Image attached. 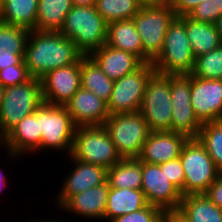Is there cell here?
I'll use <instances>...</instances> for the list:
<instances>
[{
    "label": "cell",
    "mask_w": 222,
    "mask_h": 222,
    "mask_svg": "<svg viewBox=\"0 0 222 222\" xmlns=\"http://www.w3.org/2000/svg\"><path fill=\"white\" fill-rule=\"evenodd\" d=\"M175 17L170 5L144 6L133 17L143 52L152 62L161 53L166 32Z\"/></svg>",
    "instance_id": "obj_10"
},
{
    "label": "cell",
    "mask_w": 222,
    "mask_h": 222,
    "mask_svg": "<svg viewBox=\"0 0 222 222\" xmlns=\"http://www.w3.org/2000/svg\"><path fill=\"white\" fill-rule=\"evenodd\" d=\"M222 15V0H206L196 6L187 16L194 21L215 24Z\"/></svg>",
    "instance_id": "obj_34"
},
{
    "label": "cell",
    "mask_w": 222,
    "mask_h": 222,
    "mask_svg": "<svg viewBox=\"0 0 222 222\" xmlns=\"http://www.w3.org/2000/svg\"><path fill=\"white\" fill-rule=\"evenodd\" d=\"M70 156L107 170L121 159L103 125L77 127Z\"/></svg>",
    "instance_id": "obj_6"
},
{
    "label": "cell",
    "mask_w": 222,
    "mask_h": 222,
    "mask_svg": "<svg viewBox=\"0 0 222 222\" xmlns=\"http://www.w3.org/2000/svg\"><path fill=\"white\" fill-rule=\"evenodd\" d=\"M72 6L71 0H39L35 30L60 32Z\"/></svg>",
    "instance_id": "obj_29"
},
{
    "label": "cell",
    "mask_w": 222,
    "mask_h": 222,
    "mask_svg": "<svg viewBox=\"0 0 222 222\" xmlns=\"http://www.w3.org/2000/svg\"><path fill=\"white\" fill-rule=\"evenodd\" d=\"M176 212L187 222H222V209L204 194L183 196Z\"/></svg>",
    "instance_id": "obj_25"
},
{
    "label": "cell",
    "mask_w": 222,
    "mask_h": 222,
    "mask_svg": "<svg viewBox=\"0 0 222 222\" xmlns=\"http://www.w3.org/2000/svg\"><path fill=\"white\" fill-rule=\"evenodd\" d=\"M190 98L202 124L222 120V80L201 79L191 74Z\"/></svg>",
    "instance_id": "obj_15"
},
{
    "label": "cell",
    "mask_w": 222,
    "mask_h": 222,
    "mask_svg": "<svg viewBox=\"0 0 222 222\" xmlns=\"http://www.w3.org/2000/svg\"><path fill=\"white\" fill-rule=\"evenodd\" d=\"M73 122L79 126H101L110 116L107 103L82 87L65 104Z\"/></svg>",
    "instance_id": "obj_18"
},
{
    "label": "cell",
    "mask_w": 222,
    "mask_h": 222,
    "mask_svg": "<svg viewBox=\"0 0 222 222\" xmlns=\"http://www.w3.org/2000/svg\"><path fill=\"white\" fill-rule=\"evenodd\" d=\"M39 0H4L0 22L35 30Z\"/></svg>",
    "instance_id": "obj_27"
},
{
    "label": "cell",
    "mask_w": 222,
    "mask_h": 222,
    "mask_svg": "<svg viewBox=\"0 0 222 222\" xmlns=\"http://www.w3.org/2000/svg\"><path fill=\"white\" fill-rule=\"evenodd\" d=\"M206 0H171L170 7L178 17L187 16L196 6Z\"/></svg>",
    "instance_id": "obj_38"
},
{
    "label": "cell",
    "mask_w": 222,
    "mask_h": 222,
    "mask_svg": "<svg viewBox=\"0 0 222 222\" xmlns=\"http://www.w3.org/2000/svg\"><path fill=\"white\" fill-rule=\"evenodd\" d=\"M5 88L0 84V104L4 96Z\"/></svg>",
    "instance_id": "obj_46"
},
{
    "label": "cell",
    "mask_w": 222,
    "mask_h": 222,
    "mask_svg": "<svg viewBox=\"0 0 222 222\" xmlns=\"http://www.w3.org/2000/svg\"><path fill=\"white\" fill-rule=\"evenodd\" d=\"M192 75L201 79L222 80V45L198 56Z\"/></svg>",
    "instance_id": "obj_33"
},
{
    "label": "cell",
    "mask_w": 222,
    "mask_h": 222,
    "mask_svg": "<svg viewBox=\"0 0 222 222\" xmlns=\"http://www.w3.org/2000/svg\"><path fill=\"white\" fill-rule=\"evenodd\" d=\"M215 25H216L217 31L219 33V36L222 42V15L218 18Z\"/></svg>",
    "instance_id": "obj_43"
},
{
    "label": "cell",
    "mask_w": 222,
    "mask_h": 222,
    "mask_svg": "<svg viewBox=\"0 0 222 222\" xmlns=\"http://www.w3.org/2000/svg\"><path fill=\"white\" fill-rule=\"evenodd\" d=\"M185 27L195 58L222 45L215 24L194 21L185 16Z\"/></svg>",
    "instance_id": "obj_26"
},
{
    "label": "cell",
    "mask_w": 222,
    "mask_h": 222,
    "mask_svg": "<svg viewBox=\"0 0 222 222\" xmlns=\"http://www.w3.org/2000/svg\"><path fill=\"white\" fill-rule=\"evenodd\" d=\"M163 222H187L176 211H168L164 213Z\"/></svg>",
    "instance_id": "obj_40"
},
{
    "label": "cell",
    "mask_w": 222,
    "mask_h": 222,
    "mask_svg": "<svg viewBox=\"0 0 222 222\" xmlns=\"http://www.w3.org/2000/svg\"><path fill=\"white\" fill-rule=\"evenodd\" d=\"M172 105L171 131L188 139H197L202 123L197 119L191 104V74L170 75Z\"/></svg>",
    "instance_id": "obj_12"
},
{
    "label": "cell",
    "mask_w": 222,
    "mask_h": 222,
    "mask_svg": "<svg viewBox=\"0 0 222 222\" xmlns=\"http://www.w3.org/2000/svg\"><path fill=\"white\" fill-rule=\"evenodd\" d=\"M84 55L75 43L60 32L30 31L24 61L32 78L42 79L48 72L77 63Z\"/></svg>",
    "instance_id": "obj_1"
},
{
    "label": "cell",
    "mask_w": 222,
    "mask_h": 222,
    "mask_svg": "<svg viewBox=\"0 0 222 222\" xmlns=\"http://www.w3.org/2000/svg\"><path fill=\"white\" fill-rule=\"evenodd\" d=\"M158 164L142 162V187L148 204L160 207L164 212L176 211L181 203V191L167 179Z\"/></svg>",
    "instance_id": "obj_13"
},
{
    "label": "cell",
    "mask_w": 222,
    "mask_h": 222,
    "mask_svg": "<svg viewBox=\"0 0 222 222\" xmlns=\"http://www.w3.org/2000/svg\"><path fill=\"white\" fill-rule=\"evenodd\" d=\"M204 195L217 207L222 209V173L209 186Z\"/></svg>",
    "instance_id": "obj_39"
},
{
    "label": "cell",
    "mask_w": 222,
    "mask_h": 222,
    "mask_svg": "<svg viewBox=\"0 0 222 222\" xmlns=\"http://www.w3.org/2000/svg\"><path fill=\"white\" fill-rule=\"evenodd\" d=\"M28 68L23 61L19 65H12L0 70V84L5 88L23 84L31 79Z\"/></svg>",
    "instance_id": "obj_36"
},
{
    "label": "cell",
    "mask_w": 222,
    "mask_h": 222,
    "mask_svg": "<svg viewBox=\"0 0 222 222\" xmlns=\"http://www.w3.org/2000/svg\"><path fill=\"white\" fill-rule=\"evenodd\" d=\"M188 138L172 131L151 132L145 141L139 160L149 164H162L180 157Z\"/></svg>",
    "instance_id": "obj_19"
},
{
    "label": "cell",
    "mask_w": 222,
    "mask_h": 222,
    "mask_svg": "<svg viewBox=\"0 0 222 222\" xmlns=\"http://www.w3.org/2000/svg\"><path fill=\"white\" fill-rule=\"evenodd\" d=\"M155 72L152 63H143L134 72L115 80L107 103L109 114L138 112L147 83Z\"/></svg>",
    "instance_id": "obj_11"
},
{
    "label": "cell",
    "mask_w": 222,
    "mask_h": 222,
    "mask_svg": "<svg viewBox=\"0 0 222 222\" xmlns=\"http://www.w3.org/2000/svg\"><path fill=\"white\" fill-rule=\"evenodd\" d=\"M164 213L160 207L148 204L142 209L115 218L110 222H163Z\"/></svg>",
    "instance_id": "obj_35"
},
{
    "label": "cell",
    "mask_w": 222,
    "mask_h": 222,
    "mask_svg": "<svg viewBox=\"0 0 222 222\" xmlns=\"http://www.w3.org/2000/svg\"><path fill=\"white\" fill-rule=\"evenodd\" d=\"M148 205L141 189L111 188L108 192L105 220H111L137 211Z\"/></svg>",
    "instance_id": "obj_24"
},
{
    "label": "cell",
    "mask_w": 222,
    "mask_h": 222,
    "mask_svg": "<svg viewBox=\"0 0 222 222\" xmlns=\"http://www.w3.org/2000/svg\"><path fill=\"white\" fill-rule=\"evenodd\" d=\"M107 24L95 6L73 5L60 33L72 40L84 56H89L106 44Z\"/></svg>",
    "instance_id": "obj_2"
},
{
    "label": "cell",
    "mask_w": 222,
    "mask_h": 222,
    "mask_svg": "<svg viewBox=\"0 0 222 222\" xmlns=\"http://www.w3.org/2000/svg\"><path fill=\"white\" fill-rule=\"evenodd\" d=\"M160 168L165 171L167 179L170 180L180 191H184V170L180 157L171 159L166 163L159 164Z\"/></svg>",
    "instance_id": "obj_37"
},
{
    "label": "cell",
    "mask_w": 222,
    "mask_h": 222,
    "mask_svg": "<svg viewBox=\"0 0 222 222\" xmlns=\"http://www.w3.org/2000/svg\"><path fill=\"white\" fill-rule=\"evenodd\" d=\"M114 81L107 77L90 56L81 58V87L93 92L106 103L110 100Z\"/></svg>",
    "instance_id": "obj_30"
},
{
    "label": "cell",
    "mask_w": 222,
    "mask_h": 222,
    "mask_svg": "<svg viewBox=\"0 0 222 222\" xmlns=\"http://www.w3.org/2000/svg\"><path fill=\"white\" fill-rule=\"evenodd\" d=\"M144 6H164L170 5L171 0H138Z\"/></svg>",
    "instance_id": "obj_41"
},
{
    "label": "cell",
    "mask_w": 222,
    "mask_h": 222,
    "mask_svg": "<svg viewBox=\"0 0 222 222\" xmlns=\"http://www.w3.org/2000/svg\"><path fill=\"white\" fill-rule=\"evenodd\" d=\"M41 84L44 103L65 106L81 87V59L48 72Z\"/></svg>",
    "instance_id": "obj_14"
},
{
    "label": "cell",
    "mask_w": 222,
    "mask_h": 222,
    "mask_svg": "<svg viewBox=\"0 0 222 222\" xmlns=\"http://www.w3.org/2000/svg\"><path fill=\"white\" fill-rule=\"evenodd\" d=\"M197 139L222 173V120L203 123Z\"/></svg>",
    "instance_id": "obj_32"
},
{
    "label": "cell",
    "mask_w": 222,
    "mask_h": 222,
    "mask_svg": "<svg viewBox=\"0 0 222 222\" xmlns=\"http://www.w3.org/2000/svg\"><path fill=\"white\" fill-rule=\"evenodd\" d=\"M96 10L107 22L132 19L143 7L138 0H96Z\"/></svg>",
    "instance_id": "obj_31"
},
{
    "label": "cell",
    "mask_w": 222,
    "mask_h": 222,
    "mask_svg": "<svg viewBox=\"0 0 222 222\" xmlns=\"http://www.w3.org/2000/svg\"><path fill=\"white\" fill-rule=\"evenodd\" d=\"M107 181L111 188L141 189L142 161L138 158H121L107 170Z\"/></svg>",
    "instance_id": "obj_28"
},
{
    "label": "cell",
    "mask_w": 222,
    "mask_h": 222,
    "mask_svg": "<svg viewBox=\"0 0 222 222\" xmlns=\"http://www.w3.org/2000/svg\"><path fill=\"white\" fill-rule=\"evenodd\" d=\"M43 103L41 79L5 87L0 104V140L24 117L33 114Z\"/></svg>",
    "instance_id": "obj_4"
},
{
    "label": "cell",
    "mask_w": 222,
    "mask_h": 222,
    "mask_svg": "<svg viewBox=\"0 0 222 222\" xmlns=\"http://www.w3.org/2000/svg\"><path fill=\"white\" fill-rule=\"evenodd\" d=\"M3 2H4V0H0V12H1L2 7H3Z\"/></svg>",
    "instance_id": "obj_47"
},
{
    "label": "cell",
    "mask_w": 222,
    "mask_h": 222,
    "mask_svg": "<svg viewBox=\"0 0 222 222\" xmlns=\"http://www.w3.org/2000/svg\"><path fill=\"white\" fill-rule=\"evenodd\" d=\"M180 160L184 170L182 196L204 194L221 174L198 139L186 141L180 153Z\"/></svg>",
    "instance_id": "obj_7"
},
{
    "label": "cell",
    "mask_w": 222,
    "mask_h": 222,
    "mask_svg": "<svg viewBox=\"0 0 222 222\" xmlns=\"http://www.w3.org/2000/svg\"><path fill=\"white\" fill-rule=\"evenodd\" d=\"M76 124L65 106L42 103L39 106L40 147L36 151L61 150L70 156Z\"/></svg>",
    "instance_id": "obj_8"
},
{
    "label": "cell",
    "mask_w": 222,
    "mask_h": 222,
    "mask_svg": "<svg viewBox=\"0 0 222 222\" xmlns=\"http://www.w3.org/2000/svg\"><path fill=\"white\" fill-rule=\"evenodd\" d=\"M74 167L63 180L62 187L56 195V205L61 208L73 195L82 193L89 188L101 185L107 181V169L72 158Z\"/></svg>",
    "instance_id": "obj_16"
},
{
    "label": "cell",
    "mask_w": 222,
    "mask_h": 222,
    "mask_svg": "<svg viewBox=\"0 0 222 222\" xmlns=\"http://www.w3.org/2000/svg\"><path fill=\"white\" fill-rule=\"evenodd\" d=\"M139 112L143 115L151 132L171 131L170 75L155 72L150 77Z\"/></svg>",
    "instance_id": "obj_9"
},
{
    "label": "cell",
    "mask_w": 222,
    "mask_h": 222,
    "mask_svg": "<svg viewBox=\"0 0 222 222\" xmlns=\"http://www.w3.org/2000/svg\"><path fill=\"white\" fill-rule=\"evenodd\" d=\"M3 173V174H2ZM7 183V181H6V179H5V175H4V172H2L1 170H0V192H2L3 191V186H5L6 187V185H4V184H6ZM3 185V186H2Z\"/></svg>",
    "instance_id": "obj_44"
},
{
    "label": "cell",
    "mask_w": 222,
    "mask_h": 222,
    "mask_svg": "<svg viewBox=\"0 0 222 222\" xmlns=\"http://www.w3.org/2000/svg\"><path fill=\"white\" fill-rule=\"evenodd\" d=\"M31 222H32V221H31ZM33 222H68V221H65V220H64V221H63V220H62V221H61V220L59 221V220H57V219H56V220H53V219L50 218V220H49V219H48V220H47V219H44V220L42 221V220L39 219V220H37V221H34V220H33Z\"/></svg>",
    "instance_id": "obj_45"
},
{
    "label": "cell",
    "mask_w": 222,
    "mask_h": 222,
    "mask_svg": "<svg viewBox=\"0 0 222 222\" xmlns=\"http://www.w3.org/2000/svg\"><path fill=\"white\" fill-rule=\"evenodd\" d=\"M121 158H139L151 131L138 112L110 115L104 123Z\"/></svg>",
    "instance_id": "obj_5"
},
{
    "label": "cell",
    "mask_w": 222,
    "mask_h": 222,
    "mask_svg": "<svg viewBox=\"0 0 222 222\" xmlns=\"http://www.w3.org/2000/svg\"><path fill=\"white\" fill-rule=\"evenodd\" d=\"M39 107L36 111L20 120L1 140L7 150L6 157L16 159L28 153H35L40 147ZM9 152V153H8ZM25 153V154H24Z\"/></svg>",
    "instance_id": "obj_17"
},
{
    "label": "cell",
    "mask_w": 222,
    "mask_h": 222,
    "mask_svg": "<svg viewBox=\"0 0 222 222\" xmlns=\"http://www.w3.org/2000/svg\"><path fill=\"white\" fill-rule=\"evenodd\" d=\"M74 6H95L96 0H71Z\"/></svg>",
    "instance_id": "obj_42"
},
{
    "label": "cell",
    "mask_w": 222,
    "mask_h": 222,
    "mask_svg": "<svg viewBox=\"0 0 222 222\" xmlns=\"http://www.w3.org/2000/svg\"><path fill=\"white\" fill-rule=\"evenodd\" d=\"M29 30L0 22V70L24 61Z\"/></svg>",
    "instance_id": "obj_23"
},
{
    "label": "cell",
    "mask_w": 222,
    "mask_h": 222,
    "mask_svg": "<svg viewBox=\"0 0 222 222\" xmlns=\"http://www.w3.org/2000/svg\"><path fill=\"white\" fill-rule=\"evenodd\" d=\"M110 186L108 181L73 195L60 209L89 219L105 220Z\"/></svg>",
    "instance_id": "obj_21"
},
{
    "label": "cell",
    "mask_w": 222,
    "mask_h": 222,
    "mask_svg": "<svg viewBox=\"0 0 222 222\" xmlns=\"http://www.w3.org/2000/svg\"><path fill=\"white\" fill-rule=\"evenodd\" d=\"M195 57L186 35L185 16H176L168 27L161 53L152 62L156 72L166 75H190Z\"/></svg>",
    "instance_id": "obj_3"
},
{
    "label": "cell",
    "mask_w": 222,
    "mask_h": 222,
    "mask_svg": "<svg viewBox=\"0 0 222 222\" xmlns=\"http://www.w3.org/2000/svg\"><path fill=\"white\" fill-rule=\"evenodd\" d=\"M106 44L137 56L143 63H152L144 54L142 40L132 19L107 24Z\"/></svg>",
    "instance_id": "obj_22"
},
{
    "label": "cell",
    "mask_w": 222,
    "mask_h": 222,
    "mask_svg": "<svg viewBox=\"0 0 222 222\" xmlns=\"http://www.w3.org/2000/svg\"><path fill=\"white\" fill-rule=\"evenodd\" d=\"M102 72L115 81L137 70L143 62L134 54L104 44L89 55Z\"/></svg>",
    "instance_id": "obj_20"
}]
</instances>
